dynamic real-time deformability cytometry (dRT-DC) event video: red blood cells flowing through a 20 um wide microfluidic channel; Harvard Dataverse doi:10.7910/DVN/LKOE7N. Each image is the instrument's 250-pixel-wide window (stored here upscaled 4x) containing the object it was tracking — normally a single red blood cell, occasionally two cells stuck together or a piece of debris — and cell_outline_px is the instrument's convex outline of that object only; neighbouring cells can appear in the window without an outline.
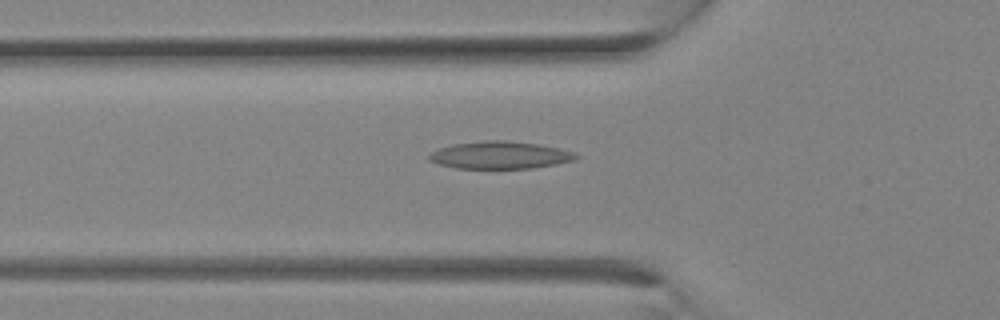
{"species": "Egyptian fruit bat (a non-hibernating species)", "species_latin": "Rousettus aegyptiacus", "temperature_condition": "room temperature", "stored_images_in_passage": 18, "camera_frame_rate_fps": 3000, "um_per_image_px": 0.085, "animal": {"sex": "female"}, "frame": {"image": 1, "passage_image": 10, "time_ms": 3.0, "image_size_px": [1000, 320], "cell_outline_px": [[580, 156], [576, 160], [556, 164], [532, 168], [456, 168], [440, 164], [428, 160], [428, 156], [432, 152], [440, 148], [452, 144], [484, 140], [504, 140], [536, 144], [556, 148], [572, 152]], "centroid_in_image_um": [42.48, 13.18], "position_along_channel_um": 83.3, "area_um2": 23.24}}
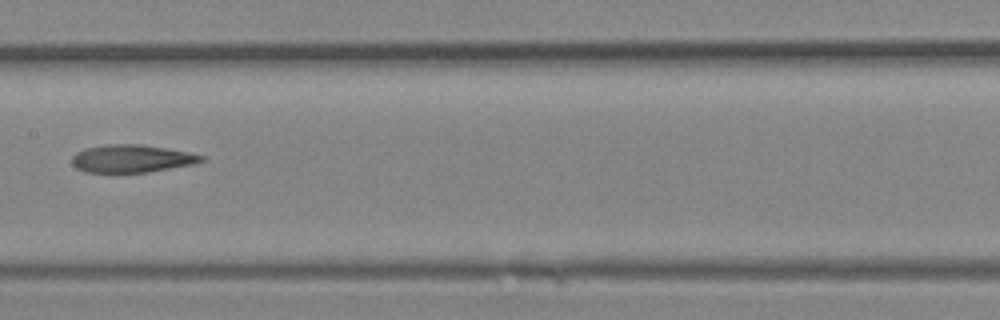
{"frame": {"image": 2, "passage_image": 15, "time_ms": 4.667, "image_size_px": [1000, 320], "cell_outline_px": [[204, 160], [192, 164], [148, 172], [84, 172], [76, 168], [72, 164], [72, 156], [76, 152], [84, 148], [108, 144], [140, 144], [188, 152], [204, 156]], "centroid_in_image_um": [11.14, 13.48], "position_along_channel_um": 196.3, "area_um2": 20.75}}
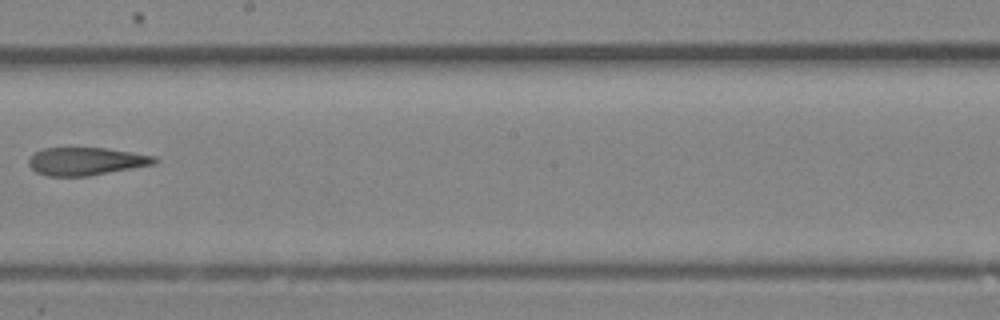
{"frame": {"image": 3, "passage_image": 17, "time_ms": 5.333, "image_size_px": [1000, 320], "cell_outline_px": [[160, 160], [156, 164], [88, 176], [48, 176], [36, 172], [28, 164], [28, 160], [36, 152], [44, 148], [104, 148], [132, 152], [156, 156]], "centroid_in_image_um": [7.36, 13.71], "position_along_channel_um": 240.8, "area_um2": 20.4}}